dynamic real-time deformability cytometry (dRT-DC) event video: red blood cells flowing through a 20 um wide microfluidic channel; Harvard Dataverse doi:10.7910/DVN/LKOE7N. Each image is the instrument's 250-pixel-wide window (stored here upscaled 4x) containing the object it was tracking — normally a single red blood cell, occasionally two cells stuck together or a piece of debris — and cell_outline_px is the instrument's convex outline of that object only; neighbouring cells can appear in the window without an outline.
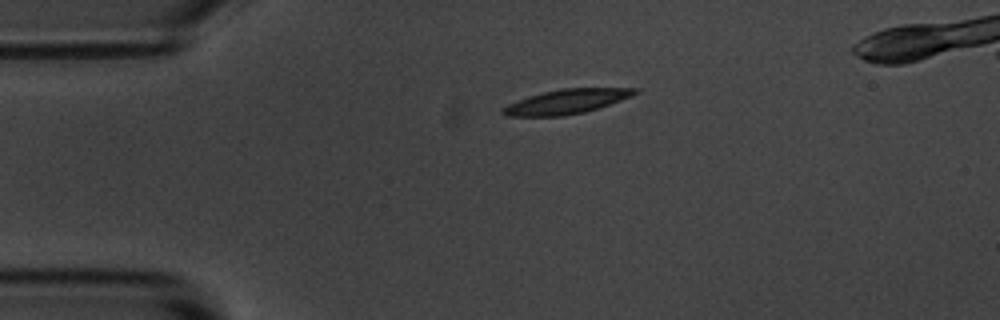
{"species": "common noctule bat (a hibernating species)", "species_latin": "Nyctalus noctula", "temperature_condition": "room temperature", "stored_images_in_passage": 2, "camera_frame_rate_fps": 3000, "um_per_image_px": 0.085, "animal": {"sex": "male", "body_mass_g": 20.1, "forearm_length_mm": 53.5}, "frame": {"image": 1, "passage_image": 1, "time_ms": 0.0, "image_size_px": [1000, 320], "cell_outline_px": [[640, 92], [632, 96], [600, 108], [584, 112], [560, 116], [508, 116], [500, 112], [500, 108], [516, 100], [528, 96], [560, 88], [640, 88]], "centroid_in_image_um": [48.17, 8.63], "position_along_channel_um": 36.8, "area_um2": 19.02}}